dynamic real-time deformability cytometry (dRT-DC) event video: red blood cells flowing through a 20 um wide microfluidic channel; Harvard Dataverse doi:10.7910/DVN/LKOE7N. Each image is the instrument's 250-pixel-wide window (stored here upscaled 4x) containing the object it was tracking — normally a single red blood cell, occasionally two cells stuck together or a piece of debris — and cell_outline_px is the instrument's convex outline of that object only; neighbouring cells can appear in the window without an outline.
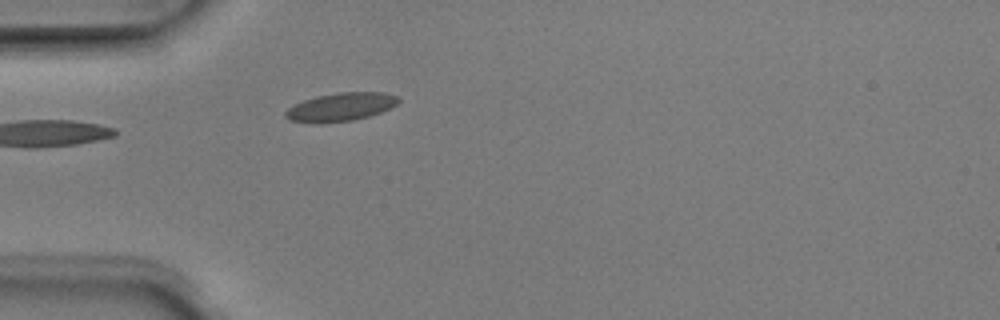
{"species": "Egyptian fruit bat (a non-hibernating species)", "species_latin": "Rousettus aegyptiacus", "temperature_condition": "room temperature", "stored_images_in_passage": 4, "camera_frame_rate_fps": 3000, "um_per_image_px": 0.085, "animal": {"sex": "male"}, "frame": {"image": 1, "passage_image": 4, "time_ms": 1.0, "image_size_px": [1000, 320], "cell_outline_px": [[400, 100], [396, 104], [380, 112], [368, 116], [352, 120], [288, 120], [284, 116], [284, 112], [288, 108], [304, 100], [316, 96], [340, 92], [384, 92], [400, 96]], "centroid_in_image_um": [29.03, 9.03], "position_along_channel_um": 56.0, "area_um2": 17.74}}